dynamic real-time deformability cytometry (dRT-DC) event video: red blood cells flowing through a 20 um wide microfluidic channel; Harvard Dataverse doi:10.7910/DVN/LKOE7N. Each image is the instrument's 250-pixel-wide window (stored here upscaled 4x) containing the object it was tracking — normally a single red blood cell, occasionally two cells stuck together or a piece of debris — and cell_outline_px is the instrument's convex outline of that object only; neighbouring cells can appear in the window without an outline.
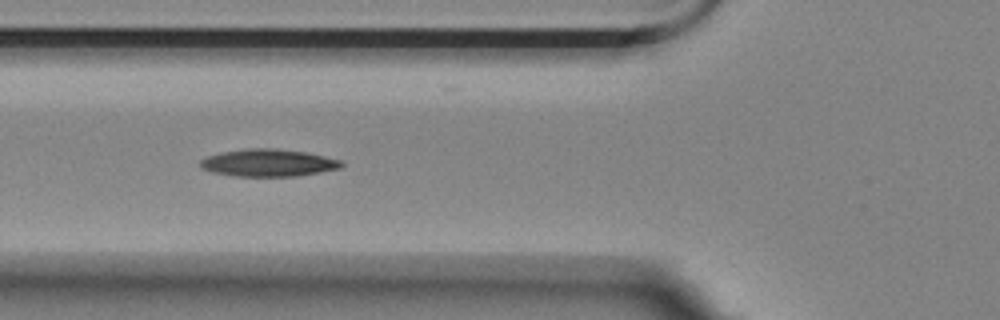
{"species": "Egyptian fruit bat (a non-hibernating species)", "species_latin": "Rousettus aegyptiacus", "temperature_condition": "room temperature", "stored_images_in_passage": 18, "camera_frame_rate_fps": 3000, "um_per_image_px": 0.085, "animal": {"sex": "female"}, "frame": {"image": 1, "passage_image": 8, "time_ms": 2.333, "image_size_px": [1000, 320], "cell_outline_px": [[344, 164], [340, 168], [300, 176], [232, 176], [212, 172], [200, 168], [200, 160], [208, 156], [224, 152], [248, 148], [268, 148], [304, 152], [324, 156], [340, 160]], "centroid_in_image_um": [22.79, 13.85], "position_along_channel_um": 103.0, "area_um2": 22.31}}
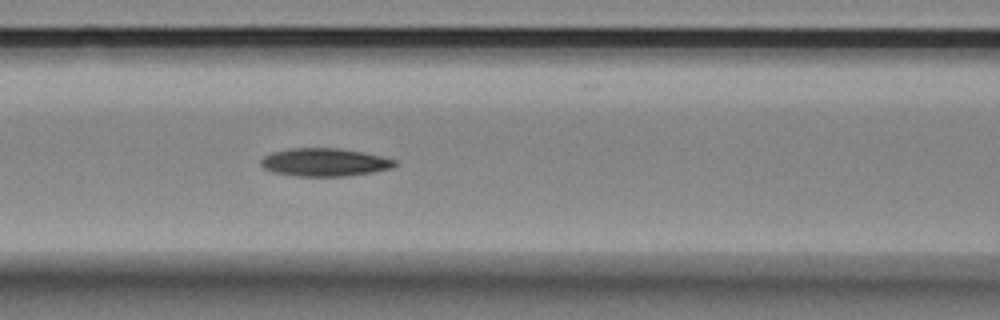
{"frame": {"image": 2, "passage_image": 11, "time_ms": 3.333, "image_size_px": [1000, 320], "cell_outline_px": [[396, 164], [392, 168], [372, 172], [344, 176], [292, 176], [272, 172], [264, 168], [260, 164], [260, 160], [264, 156], [272, 152], [288, 148], [340, 148], [380, 156], [396, 160]], "centroid_in_image_um": [27.53, 13.79], "position_along_channel_um": 139.1, "area_um2": 21.85}}